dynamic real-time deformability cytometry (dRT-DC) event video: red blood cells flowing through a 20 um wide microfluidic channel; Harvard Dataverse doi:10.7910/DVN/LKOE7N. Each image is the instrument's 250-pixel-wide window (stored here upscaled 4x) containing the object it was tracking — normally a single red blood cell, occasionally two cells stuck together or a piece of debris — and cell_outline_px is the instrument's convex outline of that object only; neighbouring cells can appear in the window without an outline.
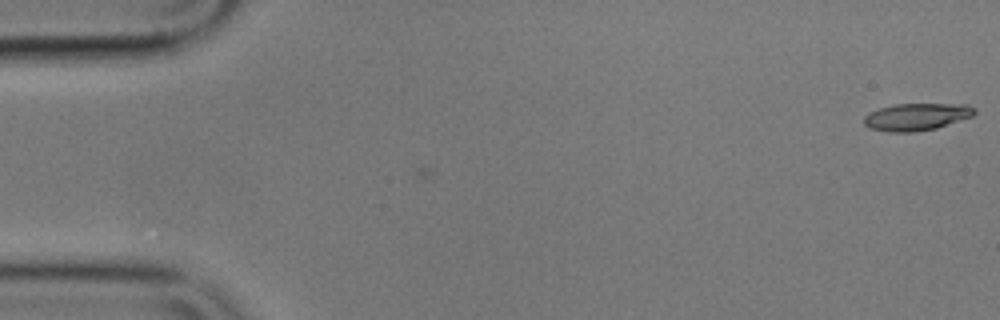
{"species": "common noctule bat (a hibernating species)", "species_latin": "Nyctalus noctula", "temperature_condition": "cold", "stored_images_in_passage": 3, "camera_frame_rate_fps": 3000, "um_per_image_px": 0.085, "animal": {"sex": "male", "body_mass_g": 17.9}, "frame": {"image": 1, "passage_image": 1, "time_ms": 0.0, "image_size_px": [1000, 320], "cell_outline_px": [[976, 112], [972, 116], [936, 128], [912, 132], [888, 132], [868, 128], [864, 124], [864, 116], [868, 112], [880, 108], [896, 104], [968, 104], [976, 108]], "centroid_in_image_um": [77.89, 9.92], "position_along_channel_um": 7.1, "area_um2": 17.57}}